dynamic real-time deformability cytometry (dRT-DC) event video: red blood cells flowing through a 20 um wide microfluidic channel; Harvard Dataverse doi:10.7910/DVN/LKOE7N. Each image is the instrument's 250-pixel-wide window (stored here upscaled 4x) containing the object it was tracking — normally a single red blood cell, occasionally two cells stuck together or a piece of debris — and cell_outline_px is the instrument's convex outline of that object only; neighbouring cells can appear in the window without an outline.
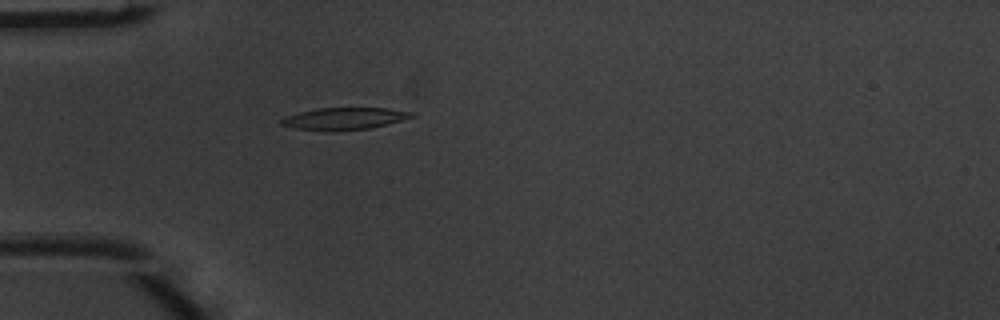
{"species": "common noctule bat (a hibernating species)", "species_latin": "Nyctalus noctula", "temperature_condition": "warm", "stored_images_in_passage": 4, "camera_frame_rate_fps": 3000, "um_per_image_px": 0.085, "animal": {"sex": "male", "body_mass_g": 20.1, "forearm_length_mm": 53.5}, "frame": {"image": 1, "passage_image": 4, "time_ms": 1.0, "image_size_px": [1000, 320], "cell_outline_px": [[416, 116], [388, 124], [368, 128], [336, 132], [328, 132], [296, 128], [280, 124], [280, 120], [284, 116], [316, 108], [388, 108], [416, 112]], "centroid_in_image_um": [29.28, 10.09], "position_along_channel_um": 55.7, "area_um2": 17.05}}